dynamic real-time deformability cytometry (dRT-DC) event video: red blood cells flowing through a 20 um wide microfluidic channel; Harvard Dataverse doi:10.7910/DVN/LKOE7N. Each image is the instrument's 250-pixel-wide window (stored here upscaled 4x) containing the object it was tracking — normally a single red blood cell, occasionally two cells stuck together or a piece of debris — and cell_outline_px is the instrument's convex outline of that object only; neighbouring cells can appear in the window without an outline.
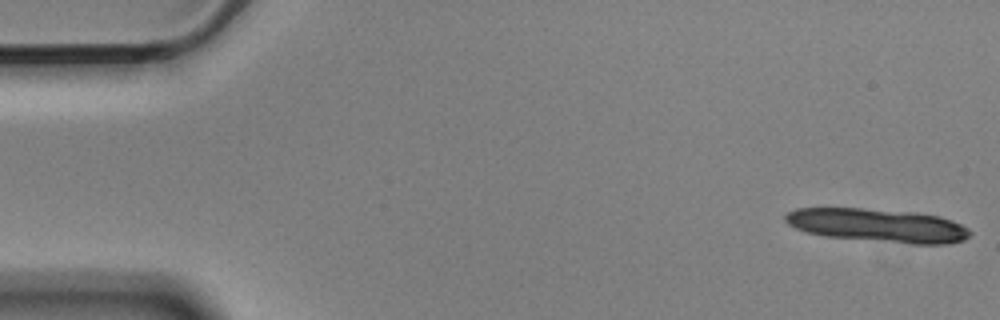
{"species": "Egyptian fruit bat (a non-hibernating species)", "species_latin": "Rousettus aegyptiacus", "temperature_condition": "cold", "stored_images_in_passage": 10, "camera_frame_rate_fps": 3000, "um_per_image_px": 0.085, "animal": {"sex": "male"}, "frame": {"image": 1, "passage_image": 1, "time_ms": 0.0, "image_size_px": [1000, 320], "cell_outline_px": [[972, 232], [964, 240], [948, 244], [912, 244], [824, 236], [804, 232], [788, 224], [784, 220], [784, 216], [788, 212], [796, 208], [860, 208], [916, 212], [940, 216], [952, 220], [968, 228]], "centroid_in_image_um": [74.61, 19.16], "position_along_channel_um": 10.4, "area_um2": 36.24}}